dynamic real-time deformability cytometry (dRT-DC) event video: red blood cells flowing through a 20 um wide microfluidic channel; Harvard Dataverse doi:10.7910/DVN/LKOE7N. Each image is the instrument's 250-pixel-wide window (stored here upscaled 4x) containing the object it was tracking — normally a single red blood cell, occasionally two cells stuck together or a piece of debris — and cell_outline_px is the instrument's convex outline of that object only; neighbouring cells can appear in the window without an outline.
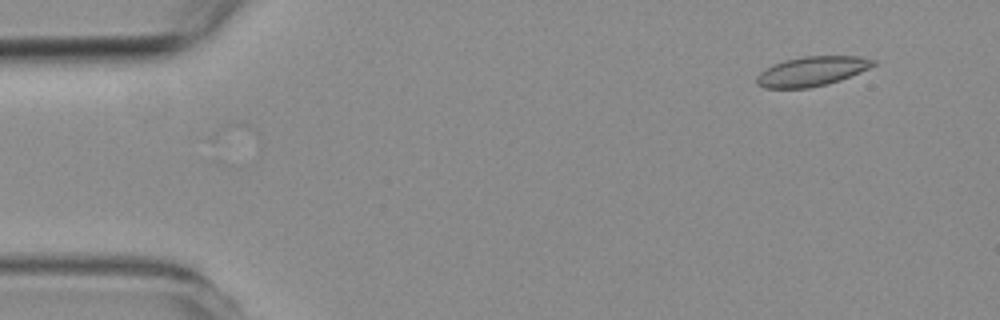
{"species": "common noctule bat (a hibernating species)", "species_latin": "Nyctalus noctula", "temperature_condition": "room temperature", "stored_images_in_passage": 5, "segment_of_instrument_passage": [2, 2], "camera_frame_rate_fps": 3000, "um_per_image_px": 0.085, "animal": {"sex": "female", "body_mass_g": 19.3, "forearm_length_mm": 54.1}, "frame": {"image": 1, "passage_image": 5, "time_ms": 6.333, "image_size_px": [1000, 320], "cell_outline_px": [[876, 64], [860, 72], [840, 80], [828, 84], [808, 88], [764, 88], [756, 84], [756, 76], [764, 68], [772, 64], [784, 60], [804, 56], [860, 56], [876, 60]], "centroid_in_image_um": [68.97, 6.06], "position_along_channel_um": 16.0, "area_um2": 20.23}}